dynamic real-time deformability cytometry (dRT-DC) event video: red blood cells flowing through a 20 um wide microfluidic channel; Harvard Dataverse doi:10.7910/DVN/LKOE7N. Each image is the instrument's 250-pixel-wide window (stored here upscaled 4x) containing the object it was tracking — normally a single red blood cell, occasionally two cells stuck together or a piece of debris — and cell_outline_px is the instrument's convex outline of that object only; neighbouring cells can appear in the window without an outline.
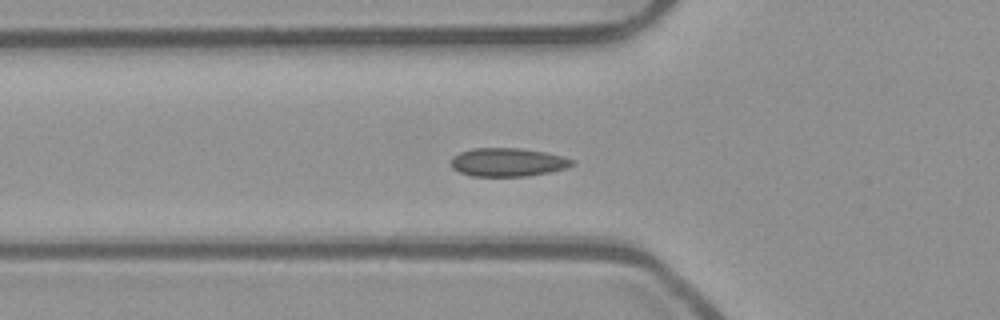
{"species": "common noctule bat (a hibernating species)", "species_latin": "Nyctalus noctula", "temperature_condition": "room temperature", "stored_images_in_passage": 37, "camera_frame_rate_fps": 3000, "um_per_image_px": 0.085, "animal": {"sex": "male", "body_mass_g": 23.1, "forearm_length_mm": 52.7}, "frame": {"image": 1, "passage_image": 2, "time_ms": 0.333, "image_size_px": [1000, 320], "cell_outline_px": [[572, 164], [568, 168], [552, 172], [528, 176], [472, 176], [460, 172], [452, 168], [452, 156], [460, 152], [472, 148], [520, 148], [548, 152], [572, 160]], "centroid_in_image_um": [43.16, 13.79], "position_along_channel_um": 82.6, "area_um2": 20.11}}
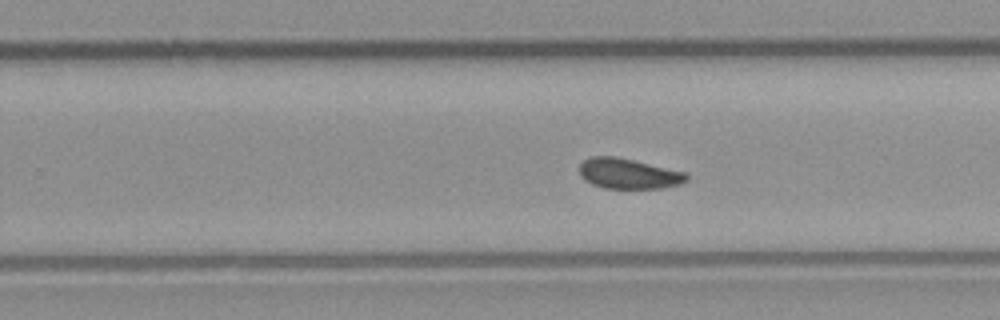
{"frame": {"image": 2, "passage_image": 17, "time_ms": 5.333, "image_size_px": [1000, 320], "cell_outline_px": [[688, 180], [680, 184], [660, 188], [604, 188], [592, 184], [584, 180], [580, 176], [580, 164], [584, 160], [592, 156], [616, 156], [688, 172]], "centroid_in_image_um": [53.44, 14.75], "position_along_channel_um": 276.4, "area_um2": 19.07}}
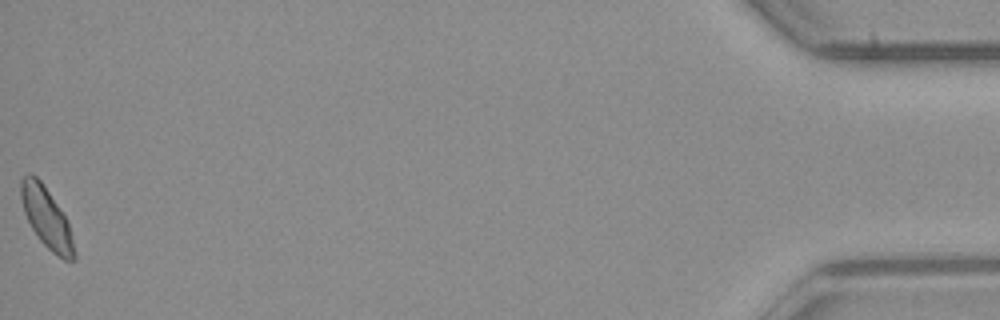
{"frame": {"image": 3, "passage_image": 37, "time_ms": 12.0, "image_size_px": [1000, 320], "cell_outline_px": [[76, 260], [64, 260], [52, 252], [40, 240], [32, 228], [24, 212], [20, 196], [20, 180], [28, 172], [32, 172], [40, 180], [68, 220], [76, 252]], "centroid_in_image_um": [3.96, 18.51], "position_along_channel_um": 431.2, "area_um2": 18.79}}